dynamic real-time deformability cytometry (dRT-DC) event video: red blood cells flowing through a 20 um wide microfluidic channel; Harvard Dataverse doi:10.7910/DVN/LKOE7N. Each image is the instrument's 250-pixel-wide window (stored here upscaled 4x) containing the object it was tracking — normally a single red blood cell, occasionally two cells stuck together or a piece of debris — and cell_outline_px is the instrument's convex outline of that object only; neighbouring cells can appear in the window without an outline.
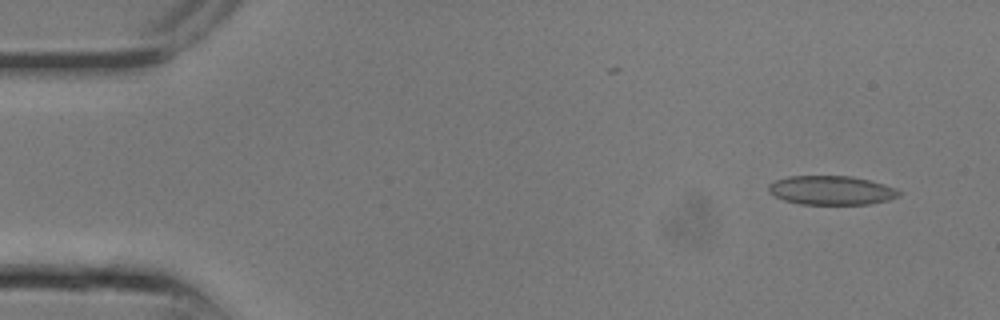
{"species": "common noctule bat (a hibernating species)", "species_latin": "Nyctalus noctula", "temperature_condition": "room temperature", "stored_images_in_passage": 9, "camera_frame_rate_fps": 3000, "um_per_image_px": 0.085, "animal": {"sex": "male", "body_mass_g": 13.3}, "frame": {"image": 1, "passage_image": 2, "time_ms": 0.333, "image_size_px": [1000, 320], "cell_outline_px": [[900, 196], [888, 200], [872, 204], [800, 204], [784, 200], [768, 192], [768, 184], [776, 180], [788, 176], [852, 176], [884, 184], [900, 192]], "centroid_in_image_um": [70.64, 16.18], "position_along_channel_um": 14.4, "area_um2": 21.96}}
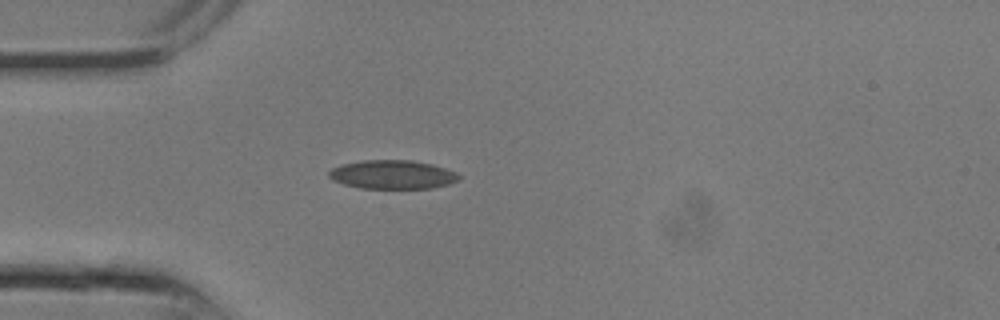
{"frame": {"image": 2, "passage_image": 7, "time_ms": 2.0, "image_size_px": [1000, 320], "cell_outline_px": [[460, 180], [448, 184], [432, 188], [360, 188], [344, 184], [332, 180], [328, 176], [328, 172], [332, 168], [340, 164], [364, 160], [412, 160], [432, 164], [456, 172], [460, 176]], "centroid_in_image_um": [33.35, 14.83], "position_along_channel_um": 51.7, "area_um2": 21.85}}
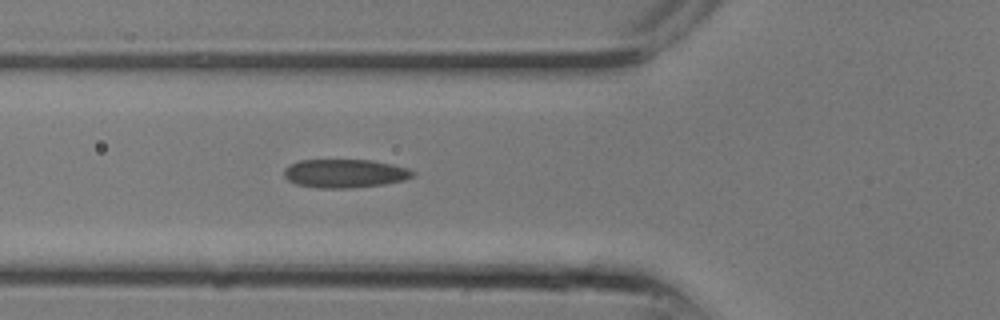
{"frame": {"image": 3, "passage_image": 9, "time_ms": 2.667, "image_size_px": [1000, 320], "cell_outline_px": [[416, 172], [412, 176], [404, 180], [384, 184], [352, 188], [316, 188], [296, 184], [288, 180], [284, 176], [284, 168], [288, 164], [300, 160], [372, 160], [392, 164], [408, 168]], "centroid_in_image_um": [29.29, 14.74], "position_along_channel_um": 96.5, "area_um2": 21.56}}